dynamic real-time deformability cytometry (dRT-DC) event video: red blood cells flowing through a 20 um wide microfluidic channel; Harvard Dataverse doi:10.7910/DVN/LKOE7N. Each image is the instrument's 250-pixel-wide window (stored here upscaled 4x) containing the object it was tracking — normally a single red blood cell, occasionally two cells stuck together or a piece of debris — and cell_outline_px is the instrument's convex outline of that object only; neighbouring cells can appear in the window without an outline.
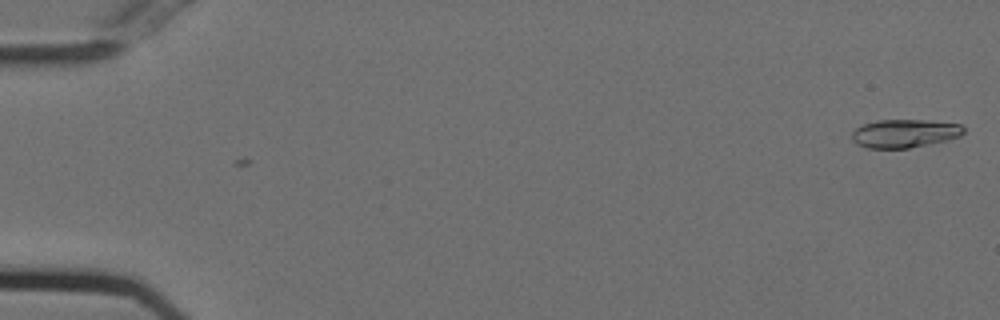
{"species": "Egyptian fruit bat (a non-hibernating species)", "species_latin": "Rousettus aegyptiacus", "temperature_condition": "cold", "stored_images_in_passage": 6, "camera_frame_rate_fps": 3000, "um_per_image_px": 0.085, "animal": {"sex": "female"}, "frame": {"image": 1, "passage_image": 6, "time_ms": 1.667, "image_size_px": [1000, 320], "cell_outline_px": [[964, 132], [960, 136], [948, 140], [908, 148], [868, 148], [856, 144], [852, 140], [852, 132], [856, 128], [864, 124], [876, 120], [924, 120], [960, 124], [964, 128]], "centroid_in_image_um": [76.87, 11.34], "position_along_channel_um": 8.1, "area_um2": 18.38}}